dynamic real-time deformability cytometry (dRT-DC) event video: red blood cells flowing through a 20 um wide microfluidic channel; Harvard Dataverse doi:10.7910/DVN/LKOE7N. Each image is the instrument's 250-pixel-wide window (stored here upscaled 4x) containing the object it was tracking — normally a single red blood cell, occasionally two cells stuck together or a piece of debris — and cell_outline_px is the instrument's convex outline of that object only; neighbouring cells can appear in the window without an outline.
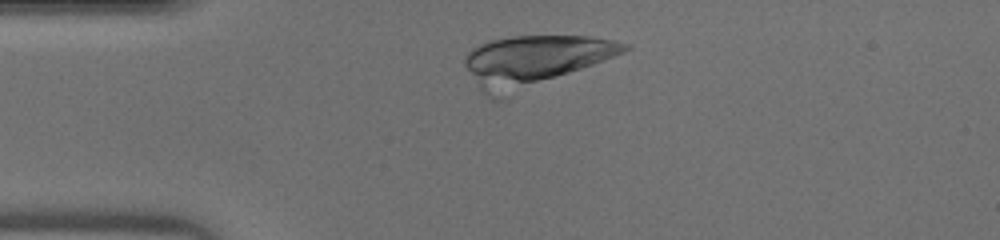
{"species": "human", "species_latin": "Homo sapiens", "temperature_condition": "warm", "stored_images_in_passage": 30, "camera_frame_rate_fps": 3000, "um_per_image_px": 0.085, "donor": {"sex": "male"}, "frame": {"image": 1, "passage_image": 4, "time_ms": 1.0, "image_size_px": [1000, 240], "cell_outline_px": [[632, 48], [624, 52], [500, 100], [492, 100], [480, 88], [464, 64], [464, 56], [472, 48], [488, 40], [512, 36], [588, 36], [612, 40], [628, 44]], "centroid_in_image_um": [45.36, 5.17], "position_along_channel_um": 39.6, "area_um2": 46.47}}
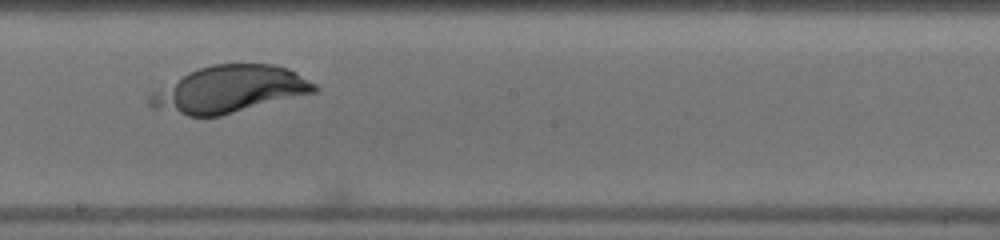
{"frame": {"image": 2, "passage_image": 19, "time_ms": 6.0, "image_size_px": [1000, 240], "cell_outline_px": [[320, 88], [316, 92], [220, 116], [188, 116], [152, 108], [148, 104], [148, 96], [156, 88], [188, 72], [212, 64], [276, 64], [288, 68], [296, 72], [316, 84]], "centroid_in_image_um": [19.49, 7.59], "position_along_channel_um": 228.7, "area_um2": 45.03}}
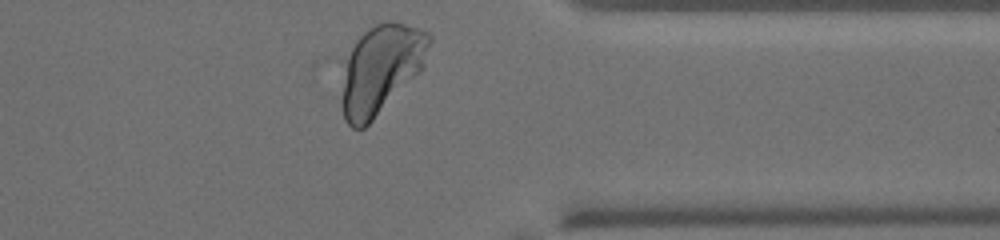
{"frame": {"image": 3, "passage_image": 30, "time_ms": 9.667, "image_size_px": [1000, 240], "cell_outline_px": [[432, 40], [424, 68], [364, 128], [352, 128], [344, 120], [336, 60], [368, 28], [376, 24], [392, 20], [420, 28], [428, 32], [432, 36]], "centroid_in_image_um": [32.27, 5.84], "position_along_channel_um": 379.1, "area_um2": 47.28}}